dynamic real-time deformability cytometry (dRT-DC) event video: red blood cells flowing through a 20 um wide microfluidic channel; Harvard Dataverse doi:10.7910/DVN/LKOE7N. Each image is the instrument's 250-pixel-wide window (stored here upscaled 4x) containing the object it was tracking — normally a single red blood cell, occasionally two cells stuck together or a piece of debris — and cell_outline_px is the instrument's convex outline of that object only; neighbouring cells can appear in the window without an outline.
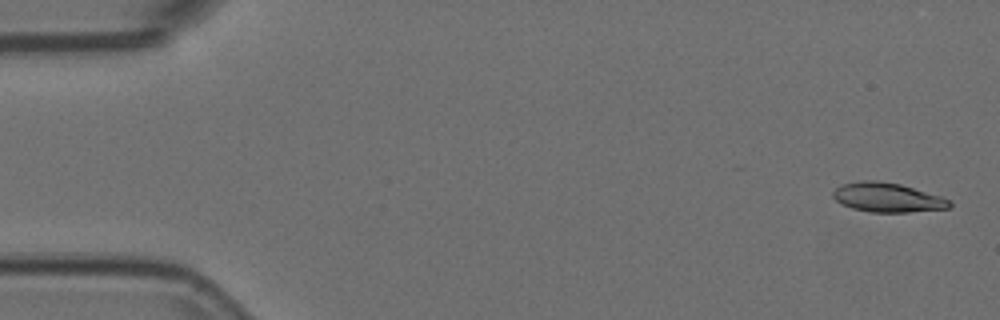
{"species": "Egyptian fruit bat (a non-hibernating species)", "species_latin": "Rousettus aegyptiacus", "temperature_condition": "room temperature", "stored_images_in_passage": 5, "camera_frame_rate_fps": 3000, "um_per_image_px": 0.085, "animal": {"sex": "female"}, "frame": {"image": 1, "passage_image": 1, "time_ms": 0.0, "image_size_px": [1000, 320], "cell_outline_px": [[952, 204], [948, 208], [908, 212], [872, 212], [852, 208], [840, 204], [832, 196], [832, 192], [836, 188], [844, 184], [860, 180], [876, 180], [900, 184], [940, 196], [948, 200]], "centroid_in_image_um": [75.39, 16.78], "position_along_channel_um": 9.6, "area_um2": 19.71}}
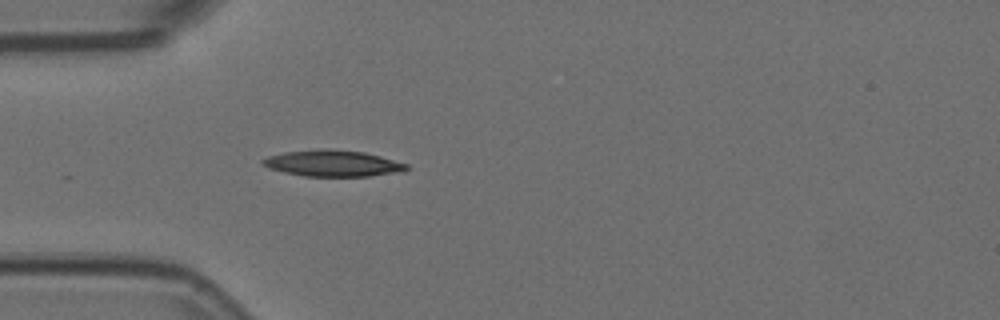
{"frame": {"image": 2, "passage_image": 5, "time_ms": 1.333, "image_size_px": [1000, 320], "cell_outline_px": [[408, 168], [404, 172], [368, 176], [304, 176], [284, 172], [268, 168], [260, 164], [260, 160], [268, 156], [284, 152], [316, 148], [324, 148], [364, 152], [380, 156], [408, 164]], "centroid_in_image_um": [28.26, 13.87], "position_along_channel_um": 56.7, "area_um2": 22.25}}